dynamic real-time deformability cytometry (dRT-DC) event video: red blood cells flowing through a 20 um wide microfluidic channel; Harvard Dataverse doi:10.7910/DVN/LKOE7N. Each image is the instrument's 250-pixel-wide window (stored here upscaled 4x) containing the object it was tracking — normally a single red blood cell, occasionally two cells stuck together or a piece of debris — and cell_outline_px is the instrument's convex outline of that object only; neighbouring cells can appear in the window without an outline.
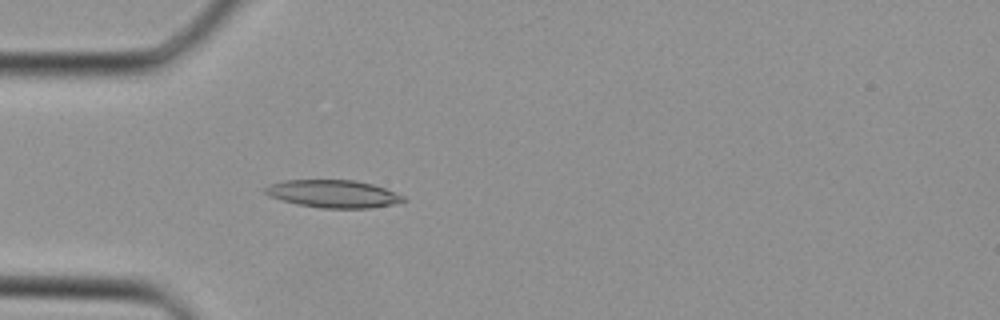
{"species": "Egyptian fruit bat (a non-hibernating species)", "species_latin": "Rousettus aegyptiacus", "temperature_condition": "cold", "stored_images_in_passage": 39, "camera_frame_rate_fps": 3000, "um_per_image_px": 0.085, "animal": {"sex": "female"}, "frame": {"image": 1, "passage_image": 12, "time_ms": 3.667, "image_size_px": [1000, 320], "cell_outline_px": [[408, 200], [392, 204], [368, 208], [320, 208], [296, 204], [268, 196], [264, 192], [264, 188], [272, 184], [284, 180], [352, 180], [372, 184], [396, 192], [404, 196]], "centroid_in_image_um": [28.32, 16.48], "position_along_channel_um": 56.7, "area_um2": 22.2}}
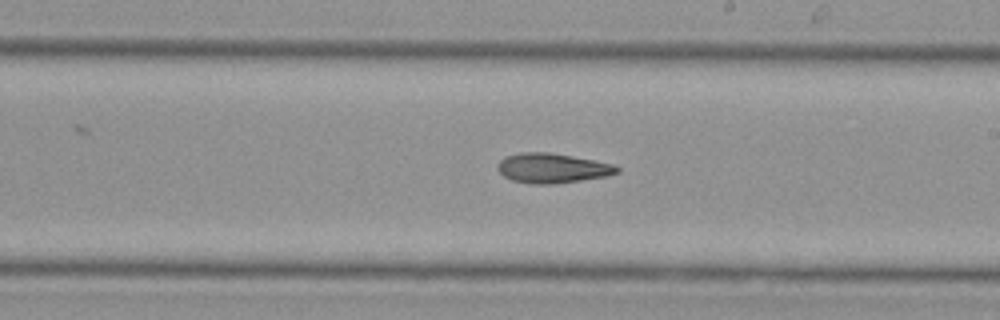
{"frame": {"image": 2, "passage_image": 23, "time_ms": 7.333, "image_size_px": [1000, 320], "cell_outline_px": [[620, 172], [608, 176], [556, 184], [532, 184], [512, 180], [504, 176], [496, 168], [496, 164], [504, 156], [520, 152], [548, 152], [572, 156], [612, 164], [620, 168]], "centroid_in_image_um": [46.92, 14.29], "position_along_channel_um": 242.1, "area_um2": 20.81}}
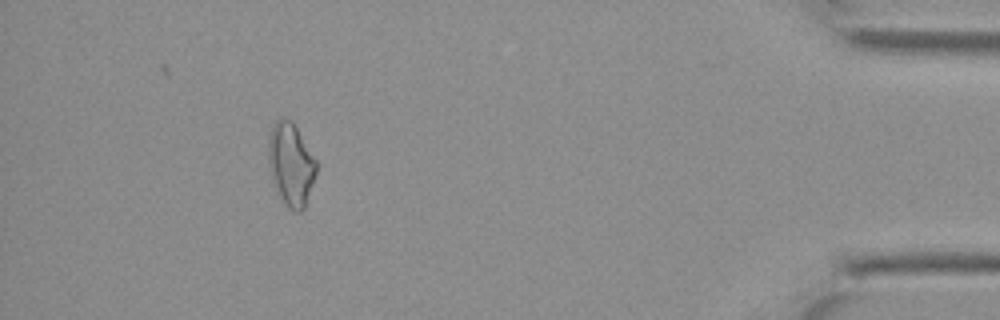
{"frame": {"image": 3, "passage_image": 36, "time_ms": 11.667, "image_size_px": [1000, 320], "cell_outline_px": [[316, 172], [304, 208], [300, 212], [296, 212], [288, 208], [284, 204], [272, 180], [268, 168], [268, 140], [272, 124], [280, 116], [292, 120], [316, 160]], "centroid_in_image_um": [24.69, 13.93], "position_along_channel_um": 410.5, "area_um2": 23.18}}